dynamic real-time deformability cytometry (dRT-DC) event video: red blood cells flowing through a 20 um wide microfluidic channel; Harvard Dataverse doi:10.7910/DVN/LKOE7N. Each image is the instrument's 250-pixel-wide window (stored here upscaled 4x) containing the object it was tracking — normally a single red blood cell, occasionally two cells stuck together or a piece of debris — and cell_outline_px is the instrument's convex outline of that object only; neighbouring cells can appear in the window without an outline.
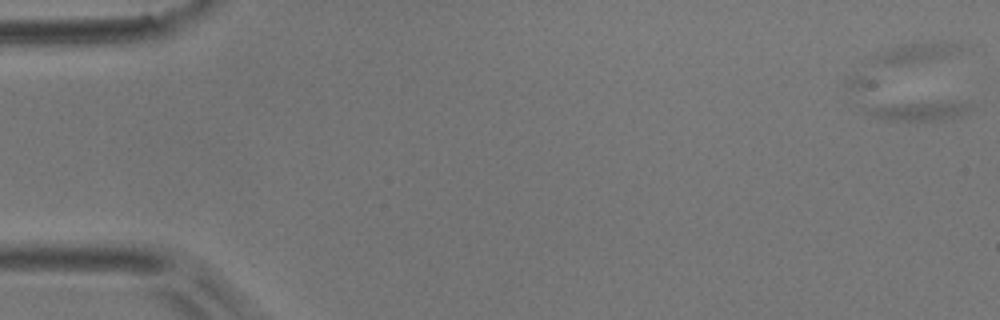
{"species": "common noctule bat (a hibernating species)", "species_latin": "Nyctalus noctula", "temperature_condition": "room temperature", "stored_images_in_passage": 7, "camera_frame_rate_fps": 3000, "um_per_image_px": 0.085, "animal": {"sex": "male", "body_mass_g": 17.9}, "frame": {"image": 1, "passage_image": 7, "time_ms": 2.0, "image_size_px": [1000, 320], "cell_outline_px": [[972, 108], [968, 112], [960, 116], [944, 120], [884, 120], [872, 116], [864, 112], [860, 108], [904, 104], [972, 104]], "centroid_in_image_um": [78.05, 9.49], "position_along_channel_um": 6.9, "area_um2": 10.64}}